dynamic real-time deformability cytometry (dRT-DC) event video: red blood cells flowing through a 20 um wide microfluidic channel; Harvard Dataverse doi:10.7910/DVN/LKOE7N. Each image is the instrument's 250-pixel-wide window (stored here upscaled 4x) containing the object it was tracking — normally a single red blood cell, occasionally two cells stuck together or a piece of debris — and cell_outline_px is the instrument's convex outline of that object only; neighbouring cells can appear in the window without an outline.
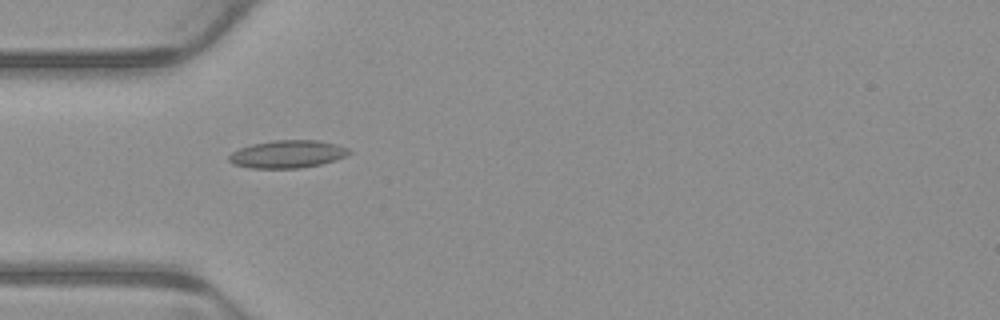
{"species": "common noctule bat (a hibernating species)", "species_latin": "Nyctalus noctula", "temperature_condition": "warm", "stored_images_in_passage": 2, "camera_frame_rate_fps": 3000, "um_per_image_px": 0.085, "animal": {"sex": "male", "body_mass_g": 23.1, "forearm_length_mm": 52.7}, "frame": {"image": 1, "passage_image": 2, "time_ms": 0.333, "image_size_px": [1000, 320], "cell_outline_px": [[352, 152], [348, 156], [336, 160], [320, 164], [300, 168], [248, 168], [232, 164], [228, 160], [228, 156], [232, 152], [240, 148], [252, 144], [272, 140], [320, 140], [336, 144], [348, 148]], "centroid_in_image_um": [24.45, 13.1], "position_along_channel_um": 60.6, "area_um2": 19.59}}